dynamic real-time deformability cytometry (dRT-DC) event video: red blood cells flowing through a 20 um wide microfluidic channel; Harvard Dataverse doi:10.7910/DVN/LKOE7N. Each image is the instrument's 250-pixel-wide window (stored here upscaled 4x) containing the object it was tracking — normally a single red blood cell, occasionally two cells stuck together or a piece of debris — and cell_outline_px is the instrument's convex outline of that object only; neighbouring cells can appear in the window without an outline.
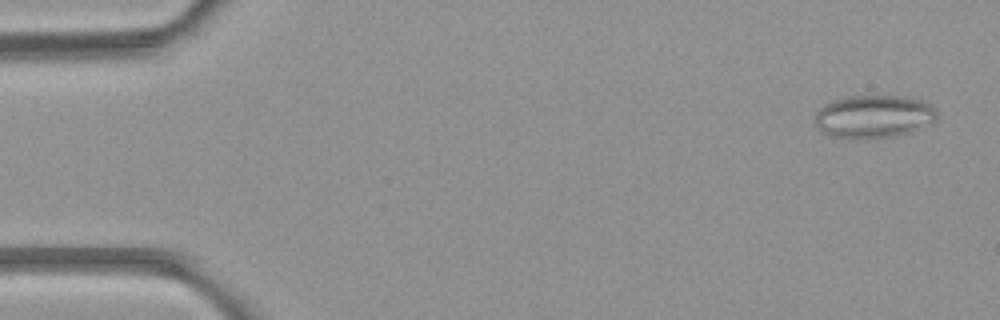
{"species": "common noctule bat (a hibernating species)", "species_latin": "Nyctalus noctula", "temperature_condition": "room temperature", "stored_images_in_passage": 6, "camera_frame_rate_fps": 3000, "um_per_image_px": 0.085, "animal": {"sex": "female", "body_mass_g": 21.9}, "frame": {"image": 1, "passage_image": 1, "time_ms": 0.0, "image_size_px": [1000, 320], "cell_outline_px": [[936, 120], [924, 128], [912, 132], [896, 136], [832, 136], [824, 132], [816, 124], [816, 112], [824, 104], [832, 100], [848, 96], [908, 96], [924, 100], [936, 108]], "centroid_in_image_um": [74.35, 9.85], "position_along_channel_um": 10.6, "area_um2": 30.11}}